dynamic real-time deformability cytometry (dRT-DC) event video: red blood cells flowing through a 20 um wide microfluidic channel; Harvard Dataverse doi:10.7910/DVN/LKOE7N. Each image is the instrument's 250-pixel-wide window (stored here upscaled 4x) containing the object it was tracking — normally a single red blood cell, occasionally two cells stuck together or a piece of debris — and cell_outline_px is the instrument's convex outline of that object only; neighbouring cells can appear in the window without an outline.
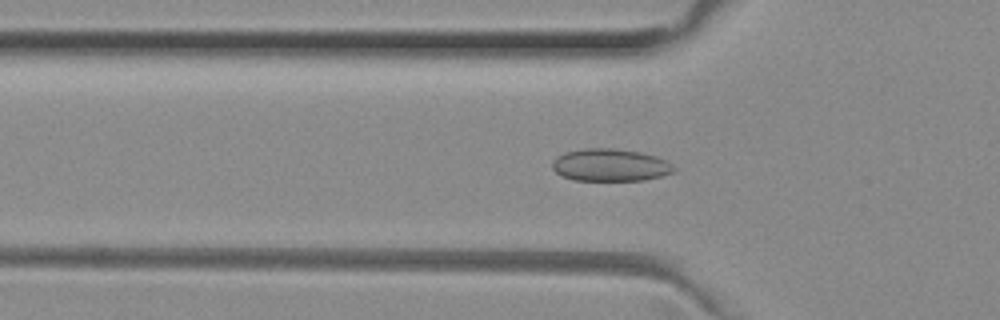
{"species": "common noctule bat (a hibernating species)", "species_latin": "Nyctalus noctula", "temperature_condition": "room temperature", "stored_images_in_passage": 46, "camera_frame_rate_fps": 3000, "um_per_image_px": 0.085, "animal": {"sex": "female", "body_mass_g": 29.2, "forearm_length_mm": 56.3}, "frame": {"image": 1, "passage_image": 13, "time_ms": 4.0, "image_size_px": [1000, 320], "cell_outline_px": [[676, 172], [644, 180], [572, 180], [560, 176], [552, 168], [552, 160], [556, 156], [564, 152], [584, 148], [612, 148], [640, 152], [656, 156], [672, 164], [676, 168]], "centroid_in_image_um": [51.84, 14.03], "position_along_channel_um": 74.0, "area_um2": 23.18}}
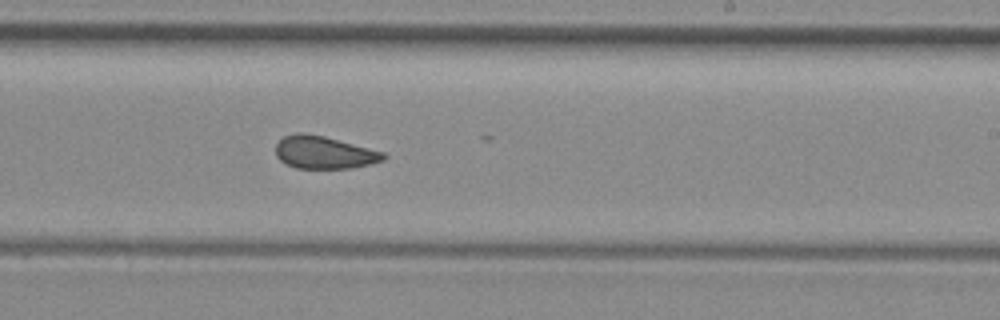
{"frame": {"image": 2, "passage_image": 27, "time_ms": 8.667, "image_size_px": [1000, 320], "cell_outline_px": [[388, 156], [384, 160], [352, 168], [296, 168], [280, 160], [276, 156], [276, 144], [284, 136], [300, 132], [304, 132], [324, 136], [384, 152]], "centroid_in_image_um": [27.54, 12.95], "position_along_channel_um": 261.5, "area_um2": 20.35}}
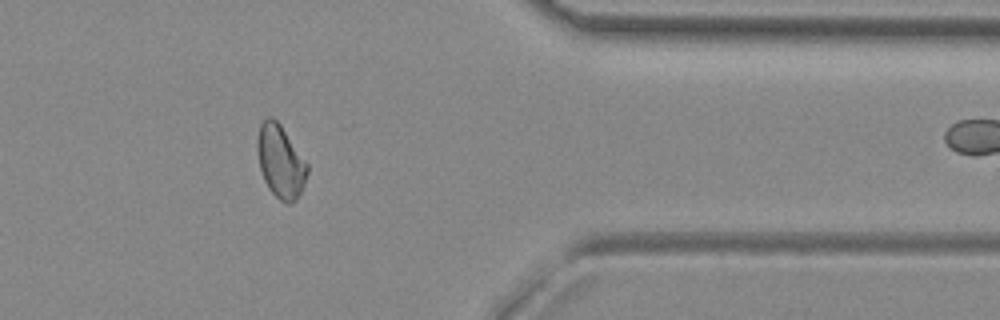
{"frame": {"image": 3, "passage_image": 38, "time_ms": 12.333, "image_size_px": [1000, 320], "cell_outline_px": [[308, 172], [304, 184], [296, 200], [288, 204], [280, 200], [268, 188], [264, 180], [260, 168], [256, 148], [256, 144], [260, 124], [268, 116], [272, 116], [280, 124], [308, 164]], "centroid_in_image_um": [23.83, 13.72], "position_along_channel_um": 387.6, "area_um2": 21.1}, "authors_computed_cell_mechanics": {"area_um2": 21.2993, "velocity_mm_per_s": 4.0155, "shape_relaxation_time_tau1_ms": null, "shape_relaxation_time_tau2_ms": 1.2633, "deformation_change_tau1": null, "deformation_change_tau2": 0.0583}}